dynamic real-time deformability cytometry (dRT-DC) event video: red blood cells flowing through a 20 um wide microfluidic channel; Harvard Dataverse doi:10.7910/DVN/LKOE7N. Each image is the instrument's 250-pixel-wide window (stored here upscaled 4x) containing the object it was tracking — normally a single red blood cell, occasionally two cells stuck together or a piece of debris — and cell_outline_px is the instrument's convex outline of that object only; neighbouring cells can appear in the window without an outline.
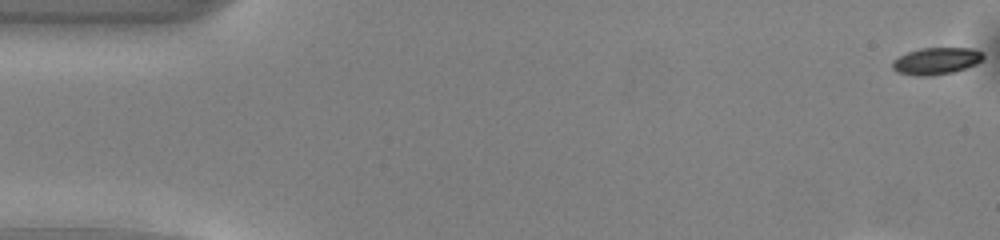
{"species": "common noctule bat (a hibernating species)", "species_latin": "Nyctalus noctula", "temperature_condition": "warm", "stored_images_in_passage": 51, "camera_frame_rate_fps": 3000, "um_per_image_px": 0.085, "animal": {"sex": "male", "body_mass_g": 13.0, "forearm_length_mm": 53.1}, "frame": {"image": 1, "passage_image": 1, "time_ms": 0.0, "image_size_px": [1000, 240], "cell_outline_px": [[984, 56], [976, 64], [952, 72], [932, 76], [916, 76], [896, 72], [892, 68], [892, 60], [908, 52], [920, 48], [972, 48], [980, 52]], "centroid_in_image_um": [79.53, 5.19], "position_along_channel_um": 5.5, "area_um2": 14.16}}
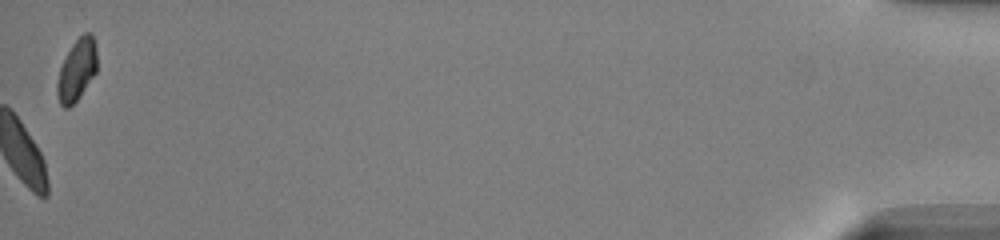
{"frame": {"image": 2, "passage_image": 51, "time_ms": 16.667, "image_size_px": [1000, 240], "cell_outline_px": [[96, 72], [80, 96], [68, 108], [64, 108], [60, 104], [56, 92], [56, 84], [60, 68], [72, 44], [84, 32], [92, 32], [96, 48]], "centroid_in_image_um": [6.52, 5.94], "position_along_channel_um": 428.7, "area_um2": 14.22}, "authors_computed_cell_mechanics": {"area_um2": 20.0566, "velocity_mm_per_s": 4.0129, "shape_relaxation_time_tau1_ms": 1.8221, "shape_relaxation_time_tau2_ms": 3.792, "deformation_change_tau1": 0.0783, "deformation_change_tau2": 0.0703}}